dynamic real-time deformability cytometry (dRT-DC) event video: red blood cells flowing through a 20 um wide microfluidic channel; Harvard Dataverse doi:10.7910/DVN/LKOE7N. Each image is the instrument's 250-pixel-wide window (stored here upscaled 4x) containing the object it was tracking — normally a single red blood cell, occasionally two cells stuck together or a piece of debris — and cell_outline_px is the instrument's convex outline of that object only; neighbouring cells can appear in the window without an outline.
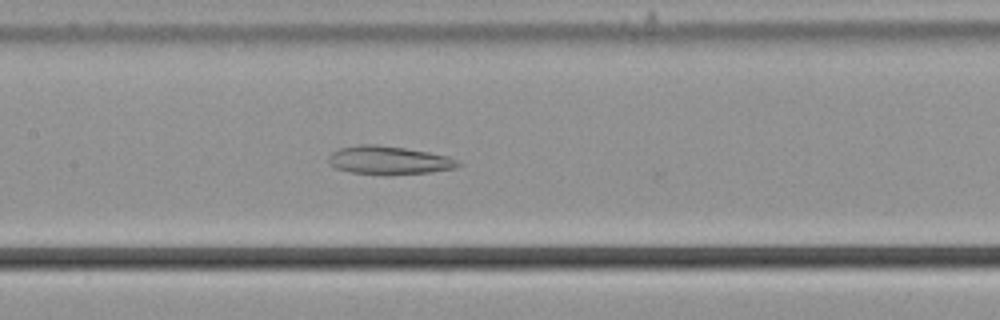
{"species": "common noctule bat (a hibernating species)", "species_latin": "Nyctalus noctula", "temperature_condition": "cold", "stored_images_in_passage": 42, "camera_frame_rate_fps": 3000, "um_per_image_px": 0.085, "animal": {"sex": "male", "body_mass_g": 21.5, "forearm_length_mm": 52.0}, "frame": {"image": 1, "passage_image": 18, "time_ms": 5.667, "image_size_px": [1000, 320], "cell_outline_px": [[464, 164], [456, 168], [428, 172], [392, 176], [384, 176], [352, 172], [336, 168], [328, 164], [328, 156], [332, 152], [340, 148], [360, 144], [376, 144], [404, 148], [428, 152], [448, 156]], "centroid_in_image_um": [33.05, 13.64], "position_along_channel_um": 174.4, "area_um2": 21.73}}
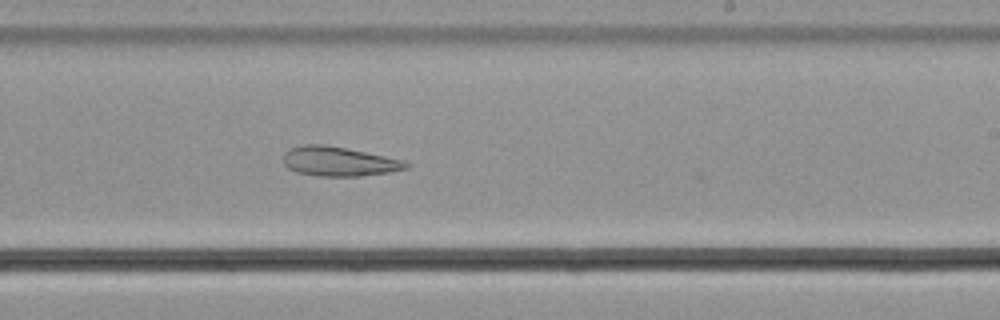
{"frame": {"image": 2, "passage_image": 25, "time_ms": 8.0, "image_size_px": [1000, 320], "cell_outline_px": [[412, 164], [408, 168], [392, 172], [360, 176], [320, 176], [296, 172], [288, 168], [284, 164], [284, 152], [288, 148], [304, 144], [324, 144], [404, 160]], "centroid_in_image_um": [28.81, 13.72], "position_along_channel_um": 260.2, "area_um2": 21.1}}
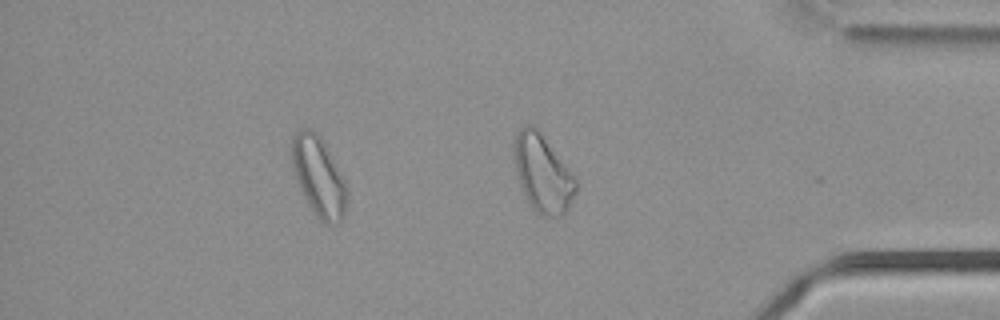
{"frame": {"image": 3, "passage_image": 37, "time_ms": 12.0, "image_size_px": [1000, 320], "cell_outline_px": [[348, 196], [344, 216], [336, 224], [328, 224], [320, 220], [316, 216], [308, 204], [296, 180], [292, 168], [292, 136], [300, 128], [308, 128], [316, 132], [324, 140], [344, 180], [348, 192]], "centroid_in_image_um": [27.09, 14.99], "position_along_channel_um": 408.1, "area_um2": 25.66}, "authors_computed_cell_mechanics": {"area_um2": 23.2356, "velocity_mm_per_s": 3.6902, "shape_relaxation_time_tau1_ms": null, "shape_relaxation_time_tau2_ms": 5.4158, "deformation_change_tau1": null, "deformation_change_tau2": 0.1449}}